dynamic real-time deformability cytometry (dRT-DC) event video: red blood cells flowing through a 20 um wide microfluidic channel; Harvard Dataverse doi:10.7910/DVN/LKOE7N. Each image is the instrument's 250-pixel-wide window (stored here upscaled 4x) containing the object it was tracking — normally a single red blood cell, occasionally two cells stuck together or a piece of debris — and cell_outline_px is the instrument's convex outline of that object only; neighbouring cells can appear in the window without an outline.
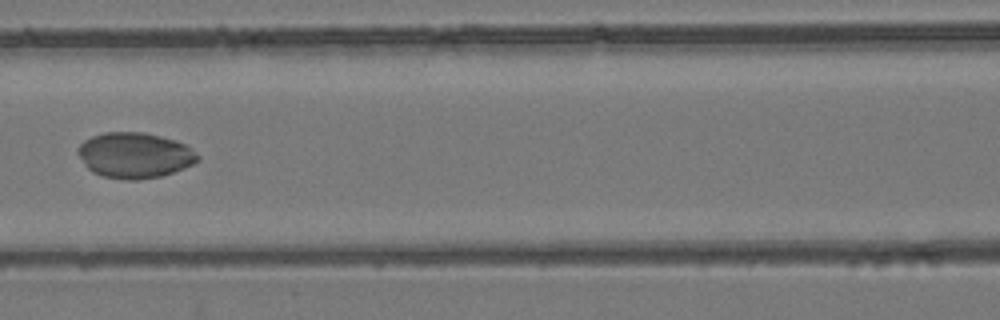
{"species": "common noctule bat (a hibernating species)", "species_latin": "Nyctalus noctula", "temperature_condition": "room temperature", "stored_images_in_passage": 7, "camera_frame_rate_fps": 3000, "um_per_image_px": 0.085, "animal": {"sex": "female", "body_mass_g": 24.6, "forearm_length_mm": 56.2}, "frame": {"image": 1, "passage_image": 7, "time_ms": 6.667, "image_size_px": [1000, 320], "cell_outline_px": [[200, 160], [184, 168], [160, 176], [140, 180], [128, 180], [104, 176], [92, 172], [84, 164], [76, 152], [76, 148], [84, 140], [92, 136], [104, 132], [144, 132], [176, 140], [188, 144], [200, 156]], "centroid_in_image_um": [11.46, 13.19], "position_along_channel_um": 155.1, "area_um2": 32.08}}